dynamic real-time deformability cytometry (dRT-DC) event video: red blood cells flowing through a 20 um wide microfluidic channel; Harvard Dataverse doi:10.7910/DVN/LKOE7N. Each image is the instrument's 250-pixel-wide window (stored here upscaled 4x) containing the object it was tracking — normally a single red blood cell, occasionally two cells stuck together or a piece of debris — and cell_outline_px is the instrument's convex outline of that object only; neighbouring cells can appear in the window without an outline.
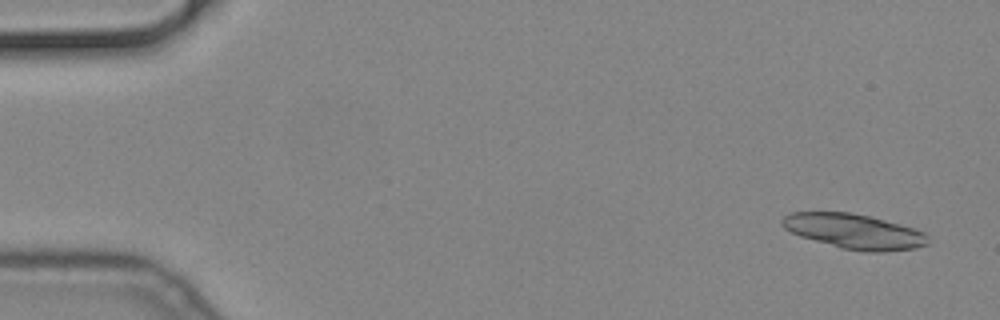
{"species": "common noctule bat (a hibernating species)", "species_latin": "Nyctalus noctula", "temperature_condition": "cold", "stored_images_in_passage": 21, "camera_frame_rate_fps": 3000, "um_per_image_px": 0.085, "animal": {"sex": "male", "body_mass_g": 19.2, "forearm_length_mm": 51.8}, "frame": {"image": 1, "passage_image": 1, "time_ms": 0.0, "image_size_px": [1000, 320], "cell_outline_px": [[928, 244], [916, 248], [884, 252], [864, 252], [840, 248], [800, 236], [784, 228], [780, 224], [780, 220], [784, 216], [792, 212], [848, 212], [872, 216], [900, 224], [924, 232], [928, 236]], "centroid_in_image_um": [72.6, 19.67], "position_along_channel_um": 12.4, "area_um2": 29.82}}